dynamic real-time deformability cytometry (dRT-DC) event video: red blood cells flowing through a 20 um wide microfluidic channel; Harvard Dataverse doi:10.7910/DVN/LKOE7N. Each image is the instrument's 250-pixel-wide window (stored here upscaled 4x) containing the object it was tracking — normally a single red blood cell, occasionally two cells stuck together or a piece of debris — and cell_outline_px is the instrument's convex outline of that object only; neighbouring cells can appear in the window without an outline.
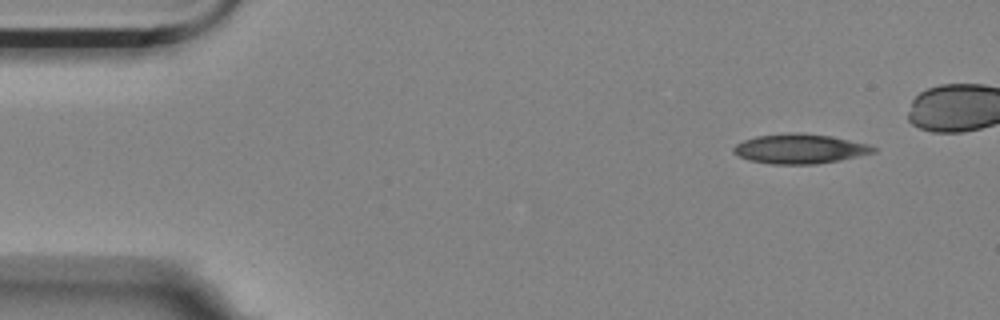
{"species": "Egyptian fruit bat (a non-hibernating species)", "species_latin": "Rousettus aegyptiacus", "temperature_condition": "room temperature", "stored_images_in_passage": 5, "camera_frame_rate_fps": 3000, "um_per_image_px": 0.085, "animal": {"sex": "female"}, "frame": {"image": 1, "passage_image": 1, "time_ms": 0.0, "image_size_px": [1000, 320], "cell_outline_px": [[876, 152], [840, 160], [816, 164], [772, 164], [748, 160], [732, 152], [732, 148], [736, 144], [744, 140], [756, 136], [792, 132], [800, 132], [832, 136], [868, 144], [876, 148]], "centroid_in_image_um": [67.98, 12.64], "position_along_channel_um": 17.0, "area_um2": 24.22}}